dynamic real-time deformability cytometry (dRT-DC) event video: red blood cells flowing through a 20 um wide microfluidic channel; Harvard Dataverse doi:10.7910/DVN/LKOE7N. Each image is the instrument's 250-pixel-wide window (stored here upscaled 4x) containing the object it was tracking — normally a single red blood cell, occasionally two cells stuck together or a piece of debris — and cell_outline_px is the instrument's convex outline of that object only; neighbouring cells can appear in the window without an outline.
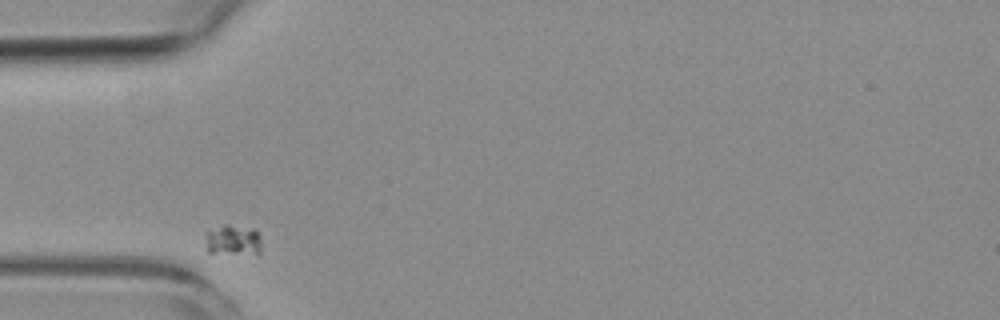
{"species": "common noctule bat (a hibernating species)", "species_latin": "Nyctalus noctula", "temperature_condition": "room temperature", "stored_images_in_passage": 2, "camera_frame_rate_fps": 3000, "um_per_image_px": 0.085, "animal": {"sex": "female", "body_mass_g": 19.3, "forearm_length_mm": 54.1}, "frame": {"image": 1, "passage_image": 1, "time_ms": 0.0, "image_size_px": [1000, 320], "cell_outline_px": [[260, 252], [256, 256], [208, 252], [204, 236], [204, 232], [224, 224], [228, 224], [256, 228], [260, 232]], "centroid_in_image_um": [19.84, 20.41], "position_along_channel_um": 65.2, "area_um2": 10.69}}